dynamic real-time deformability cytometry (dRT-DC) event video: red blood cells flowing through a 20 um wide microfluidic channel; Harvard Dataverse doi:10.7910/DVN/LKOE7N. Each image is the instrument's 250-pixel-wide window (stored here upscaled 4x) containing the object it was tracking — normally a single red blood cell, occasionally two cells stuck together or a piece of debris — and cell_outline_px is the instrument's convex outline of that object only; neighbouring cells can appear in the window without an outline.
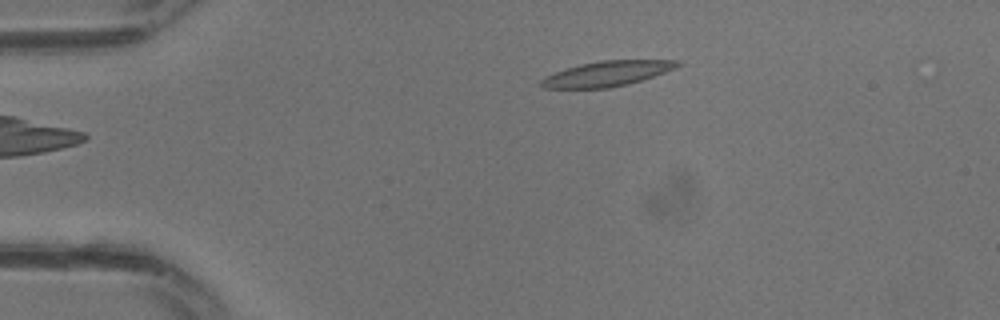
{"species": "common noctule bat (a hibernating species)", "species_latin": "Nyctalus noctula", "temperature_condition": "warm", "stored_images_in_passage": 10, "camera_frame_rate_fps": 3000, "um_per_image_px": 0.085, "animal": {"sex": "male", "body_mass_g": 13.3}, "frame": {"image": 1, "passage_image": 1, "time_ms": 0.0, "image_size_px": [1000, 320], "cell_outline_px": [[684, 64], [676, 68], [628, 84], [608, 88], [544, 88], [540, 84], [540, 80], [544, 76], [580, 64], [604, 60], [680, 60]], "centroid_in_image_um": [51.62, 6.25], "position_along_channel_um": 33.4, "area_um2": 19.83}}
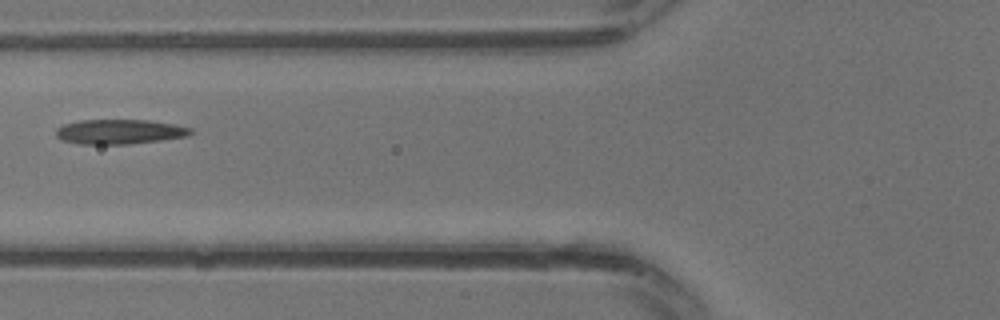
{"frame": {"image": 2, "passage_image": 7, "time_ms": 2.0, "image_size_px": [1000, 320], "cell_outline_px": [[192, 132], [188, 136], [132, 144], [80, 144], [60, 140], [56, 136], [56, 128], [64, 124], [80, 120], [148, 120], [172, 124], [192, 128]], "centroid_in_image_um": [10.13, 11.2], "position_along_channel_um": 115.7, "area_um2": 19.42}}
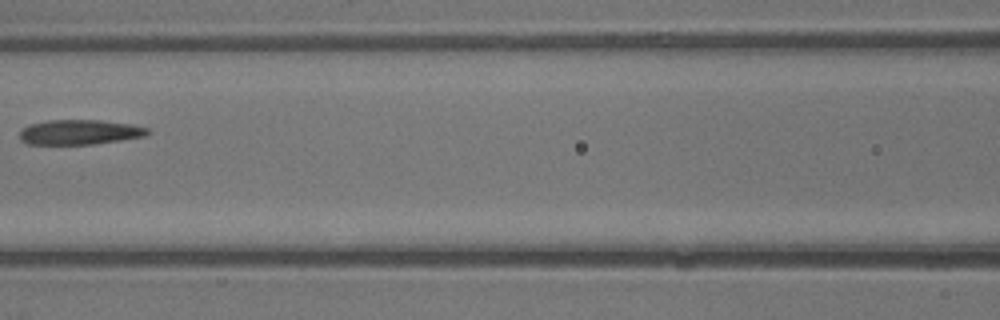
{"frame": {"image": 3, "passage_image": 9, "time_ms": 2.667, "image_size_px": [1000, 320], "cell_outline_px": [[152, 132], [144, 136], [96, 144], [28, 144], [20, 140], [20, 128], [28, 124], [48, 120], [100, 120], [132, 124], [148, 128]], "centroid_in_image_um": [6.75, 11.22], "position_along_channel_um": 159.9, "area_um2": 18.73}}